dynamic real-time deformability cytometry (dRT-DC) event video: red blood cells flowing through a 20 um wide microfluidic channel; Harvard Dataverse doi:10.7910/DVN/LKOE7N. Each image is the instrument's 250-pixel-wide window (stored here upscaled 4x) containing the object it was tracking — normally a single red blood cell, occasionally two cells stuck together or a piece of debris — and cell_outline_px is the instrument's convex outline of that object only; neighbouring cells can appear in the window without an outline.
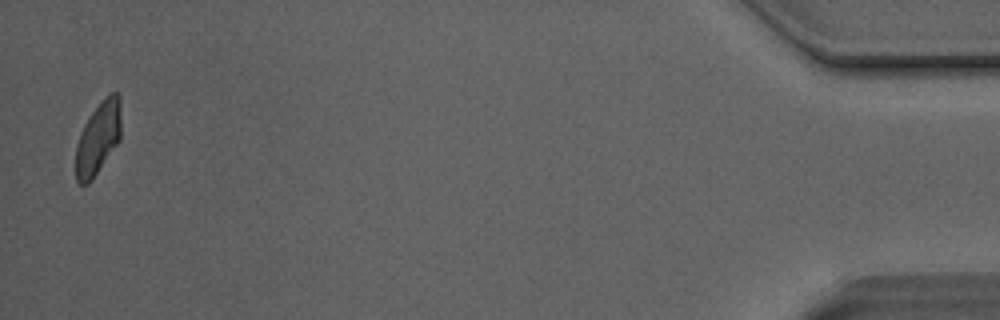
{"species": "Egyptian fruit bat (a non-hibernating species)", "species_latin": "Rousettus aegyptiacus", "temperature_condition": "room temperature", "stored_images_in_passage": 31, "camera_frame_rate_fps": 3000, "um_per_image_px": 0.085, "animal": {"sex": "male"}, "frame": {"image": 1, "passage_image": 31, "time_ms": 10.0, "image_size_px": [1000, 320], "cell_outline_px": [[120, 140], [92, 180], [88, 184], [80, 184], [76, 180], [76, 144], [80, 132], [84, 124], [92, 112], [112, 92], [116, 92], [120, 96]], "centroid_in_image_um": [8.33, 11.78], "position_along_channel_um": 426.9, "area_um2": 18.9}}